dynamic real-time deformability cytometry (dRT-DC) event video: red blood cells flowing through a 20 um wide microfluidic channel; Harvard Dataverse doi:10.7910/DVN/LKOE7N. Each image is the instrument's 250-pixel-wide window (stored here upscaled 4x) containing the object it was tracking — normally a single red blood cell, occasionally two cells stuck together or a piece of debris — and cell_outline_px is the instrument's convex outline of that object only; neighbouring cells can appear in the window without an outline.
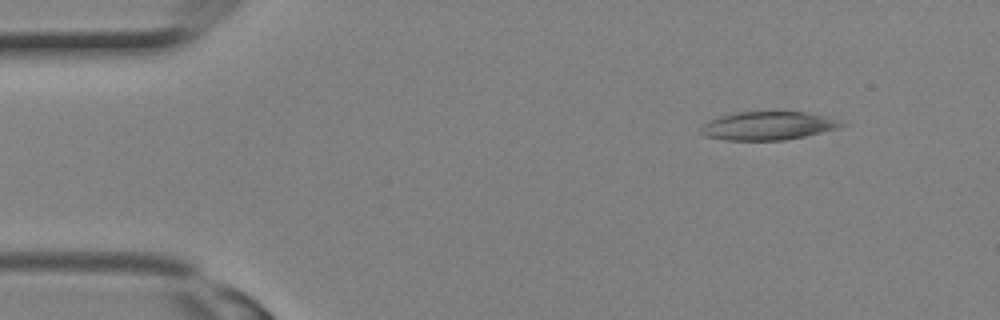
{"species": "Egyptian fruit bat (a non-hibernating species)", "species_latin": "Rousettus aegyptiacus", "temperature_condition": "room temperature", "stored_images_in_passage": 7, "camera_frame_rate_fps": 3000, "um_per_image_px": 0.085, "animal": {"sex": "female"}, "frame": {"image": 1, "passage_image": 1, "time_ms": 0.0, "image_size_px": [1000, 320], "cell_outline_px": [[848, 124], [840, 128], [804, 136], [784, 140], [724, 140], [704, 136], [700, 132], [700, 128], [708, 120], [720, 116], [740, 112], [808, 112], [824, 116]], "centroid_in_image_um": [65.26, 10.7], "position_along_channel_um": 19.7, "area_um2": 23.18}}
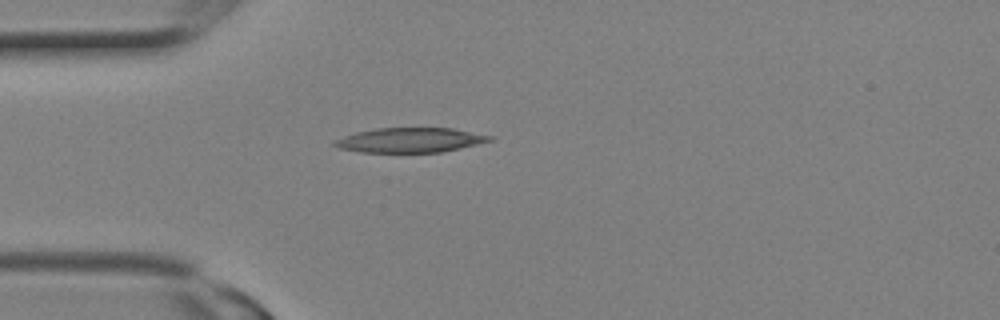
{"frame": {"image": 2, "passage_image": 5, "time_ms": 1.333, "image_size_px": [1000, 320], "cell_outline_px": [[496, 140], [444, 152], [360, 152], [340, 148], [332, 144], [332, 140], [356, 132], [376, 128], [452, 128], [496, 136]], "centroid_in_image_um": [34.93, 11.91], "position_along_channel_um": 50.1, "area_um2": 22.6}}
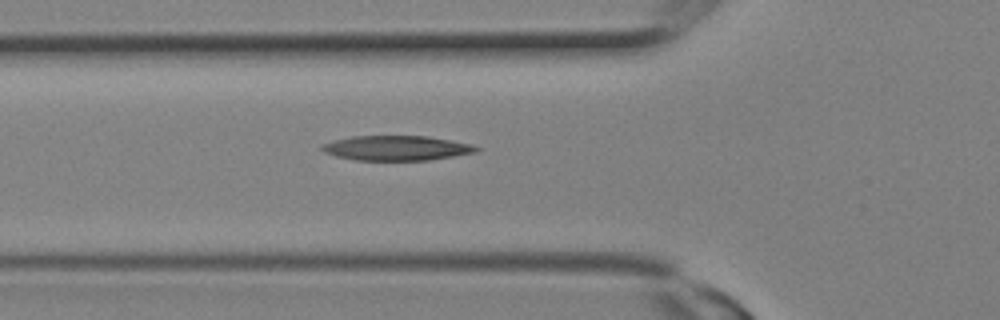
{"frame": {"image": 3, "passage_image": 7, "time_ms": 2.0, "image_size_px": [1000, 320], "cell_outline_px": [[480, 152], [428, 160], [352, 160], [336, 156], [324, 152], [320, 148], [324, 144], [336, 140], [352, 136], [428, 136], [472, 144], [480, 148]], "centroid_in_image_um": [33.75, 12.59], "position_along_channel_um": 92.0, "area_um2": 22.31}}